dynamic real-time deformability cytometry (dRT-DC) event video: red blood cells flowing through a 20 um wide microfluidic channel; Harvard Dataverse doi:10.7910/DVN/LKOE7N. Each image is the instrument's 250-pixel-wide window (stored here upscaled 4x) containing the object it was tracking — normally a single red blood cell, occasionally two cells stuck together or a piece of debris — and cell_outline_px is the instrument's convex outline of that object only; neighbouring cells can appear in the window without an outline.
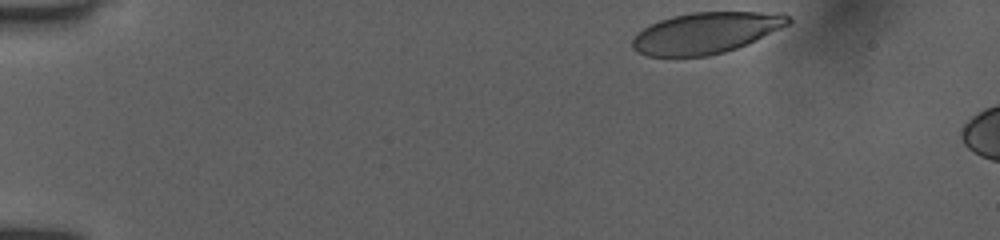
{"species": "human", "species_latin": "Homo sapiens", "temperature_condition": "room temperature", "stored_images_in_passage": 10, "camera_frame_rate_fps": 3000, "um_per_image_px": 0.085, "donor": {"sex": "female"}, "frame": {"image": 1, "passage_image": 1, "time_ms": 0.0, "image_size_px": [1000, 240], "cell_outline_px": [[792, 20], [788, 24], [780, 28], [736, 48], [724, 52], [708, 56], [648, 56], [636, 52], [632, 48], [632, 40], [636, 32], [660, 20], [672, 16], [692, 12], [780, 12], [788, 16]], "centroid_in_image_um": [59.95, 2.79], "position_along_channel_um": 25.0, "area_um2": 37.11}}